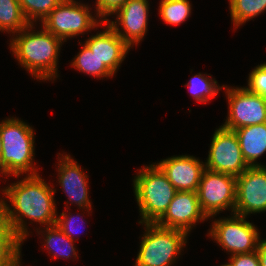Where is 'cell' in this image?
Listing matches in <instances>:
<instances>
[{"label": "cell", "instance_id": "1", "mask_svg": "<svg viewBox=\"0 0 266 266\" xmlns=\"http://www.w3.org/2000/svg\"><path fill=\"white\" fill-rule=\"evenodd\" d=\"M50 186L39 174H36L27 175L2 190L6 200L11 203L7 204L3 198L8 225L22 241L29 236L24 218L46 227L56 224L58 215L54 200L56 189Z\"/></svg>", "mask_w": 266, "mask_h": 266}, {"label": "cell", "instance_id": "2", "mask_svg": "<svg viewBox=\"0 0 266 266\" xmlns=\"http://www.w3.org/2000/svg\"><path fill=\"white\" fill-rule=\"evenodd\" d=\"M33 28L34 24L29 23L11 37L10 50L33 77L44 81L55 80L58 77V56L64 41L43 26L37 32Z\"/></svg>", "mask_w": 266, "mask_h": 266}, {"label": "cell", "instance_id": "3", "mask_svg": "<svg viewBox=\"0 0 266 266\" xmlns=\"http://www.w3.org/2000/svg\"><path fill=\"white\" fill-rule=\"evenodd\" d=\"M2 141L1 163L4 176L39 174L34 168V131L27 122L18 118H6L0 123Z\"/></svg>", "mask_w": 266, "mask_h": 266}, {"label": "cell", "instance_id": "4", "mask_svg": "<svg viewBox=\"0 0 266 266\" xmlns=\"http://www.w3.org/2000/svg\"><path fill=\"white\" fill-rule=\"evenodd\" d=\"M133 189L139 212L140 224L156 223L166 212L177 190L162 170L154 163L143 166L133 179Z\"/></svg>", "mask_w": 266, "mask_h": 266}, {"label": "cell", "instance_id": "5", "mask_svg": "<svg viewBox=\"0 0 266 266\" xmlns=\"http://www.w3.org/2000/svg\"><path fill=\"white\" fill-rule=\"evenodd\" d=\"M140 250L134 266H171L186 244L187 233L165 228L156 223H144Z\"/></svg>", "mask_w": 266, "mask_h": 266}, {"label": "cell", "instance_id": "6", "mask_svg": "<svg viewBox=\"0 0 266 266\" xmlns=\"http://www.w3.org/2000/svg\"><path fill=\"white\" fill-rule=\"evenodd\" d=\"M90 11L88 4L75 0H63L41 24L54 36L66 42L67 38L83 35L103 24V21L96 15L92 16Z\"/></svg>", "mask_w": 266, "mask_h": 266}, {"label": "cell", "instance_id": "7", "mask_svg": "<svg viewBox=\"0 0 266 266\" xmlns=\"http://www.w3.org/2000/svg\"><path fill=\"white\" fill-rule=\"evenodd\" d=\"M232 215L215 219L208 235L231 255L257 251L261 238L258 229L246 217L235 213Z\"/></svg>", "mask_w": 266, "mask_h": 266}, {"label": "cell", "instance_id": "8", "mask_svg": "<svg viewBox=\"0 0 266 266\" xmlns=\"http://www.w3.org/2000/svg\"><path fill=\"white\" fill-rule=\"evenodd\" d=\"M197 194L200 208L208 219L227 209H231L232 215L236 202V177L205 169Z\"/></svg>", "mask_w": 266, "mask_h": 266}, {"label": "cell", "instance_id": "9", "mask_svg": "<svg viewBox=\"0 0 266 266\" xmlns=\"http://www.w3.org/2000/svg\"><path fill=\"white\" fill-rule=\"evenodd\" d=\"M228 99V115L223 128L234 131L249 125L266 123V99L246 87L223 85Z\"/></svg>", "mask_w": 266, "mask_h": 266}, {"label": "cell", "instance_id": "10", "mask_svg": "<svg viewBox=\"0 0 266 266\" xmlns=\"http://www.w3.org/2000/svg\"><path fill=\"white\" fill-rule=\"evenodd\" d=\"M205 168L235 177L249 166L245 162L238 138L234 131L220 126L215 130L208 152Z\"/></svg>", "mask_w": 266, "mask_h": 266}, {"label": "cell", "instance_id": "11", "mask_svg": "<svg viewBox=\"0 0 266 266\" xmlns=\"http://www.w3.org/2000/svg\"><path fill=\"white\" fill-rule=\"evenodd\" d=\"M266 211V165L248 167L236 177L234 213L247 217Z\"/></svg>", "mask_w": 266, "mask_h": 266}, {"label": "cell", "instance_id": "12", "mask_svg": "<svg viewBox=\"0 0 266 266\" xmlns=\"http://www.w3.org/2000/svg\"><path fill=\"white\" fill-rule=\"evenodd\" d=\"M114 14L117 17L116 20L107 19L106 23L130 48L140 43L148 29L149 1L127 0Z\"/></svg>", "mask_w": 266, "mask_h": 266}, {"label": "cell", "instance_id": "13", "mask_svg": "<svg viewBox=\"0 0 266 266\" xmlns=\"http://www.w3.org/2000/svg\"><path fill=\"white\" fill-rule=\"evenodd\" d=\"M208 218L202 212L197 192L177 191L164 215L156 222L158 226L179 229L189 234L192 226Z\"/></svg>", "mask_w": 266, "mask_h": 266}, {"label": "cell", "instance_id": "14", "mask_svg": "<svg viewBox=\"0 0 266 266\" xmlns=\"http://www.w3.org/2000/svg\"><path fill=\"white\" fill-rule=\"evenodd\" d=\"M177 191L197 192L205 164L190 155L173 156L155 163Z\"/></svg>", "mask_w": 266, "mask_h": 266}, {"label": "cell", "instance_id": "15", "mask_svg": "<svg viewBox=\"0 0 266 266\" xmlns=\"http://www.w3.org/2000/svg\"><path fill=\"white\" fill-rule=\"evenodd\" d=\"M59 163L57 166L58 171V183L62 187L61 189L67 194L71 205L74 203L80 209L90 212L92 209L91 202L89 200L88 189V176L83 173L84 171L73 160L69 154H58ZM90 210V211H89Z\"/></svg>", "mask_w": 266, "mask_h": 266}, {"label": "cell", "instance_id": "16", "mask_svg": "<svg viewBox=\"0 0 266 266\" xmlns=\"http://www.w3.org/2000/svg\"><path fill=\"white\" fill-rule=\"evenodd\" d=\"M105 30L91 35L85 44L95 54L114 75L120 64L124 61L125 56L131 49L112 29L110 25L103 22Z\"/></svg>", "mask_w": 266, "mask_h": 266}, {"label": "cell", "instance_id": "17", "mask_svg": "<svg viewBox=\"0 0 266 266\" xmlns=\"http://www.w3.org/2000/svg\"><path fill=\"white\" fill-rule=\"evenodd\" d=\"M243 158L249 167L264 166L256 162L266 152V123L234 130Z\"/></svg>", "mask_w": 266, "mask_h": 266}, {"label": "cell", "instance_id": "18", "mask_svg": "<svg viewBox=\"0 0 266 266\" xmlns=\"http://www.w3.org/2000/svg\"><path fill=\"white\" fill-rule=\"evenodd\" d=\"M45 231L39 229L37 230V233L40 235L42 233V236L44 232H46L44 235V248H48L49 254L53 255V258H57L58 256L61 258L69 259L72 256L74 259L77 257V252L74 247V242L71 240L60 228H58L56 225L47 226L44 228Z\"/></svg>", "mask_w": 266, "mask_h": 266}, {"label": "cell", "instance_id": "19", "mask_svg": "<svg viewBox=\"0 0 266 266\" xmlns=\"http://www.w3.org/2000/svg\"><path fill=\"white\" fill-rule=\"evenodd\" d=\"M29 22L23 15L18 0H0V31L19 33ZM12 32V33H11Z\"/></svg>", "mask_w": 266, "mask_h": 266}, {"label": "cell", "instance_id": "20", "mask_svg": "<svg viewBox=\"0 0 266 266\" xmlns=\"http://www.w3.org/2000/svg\"><path fill=\"white\" fill-rule=\"evenodd\" d=\"M71 66L75 67L76 70L81 71L85 74L91 75L96 78L112 77L114 74L98 59V57L92 53L88 46L84 43L81 51L78 52L77 56Z\"/></svg>", "mask_w": 266, "mask_h": 266}, {"label": "cell", "instance_id": "21", "mask_svg": "<svg viewBox=\"0 0 266 266\" xmlns=\"http://www.w3.org/2000/svg\"><path fill=\"white\" fill-rule=\"evenodd\" d=\"M231 20L237 29L266 10V0H229Z\"/></svg>", "mask_w": 266, "mask_h": 266}, {"label": "cell", "instance_id": "22", "mask_svg": "<svg viewBox=\"0 0 266 266\" xmlns=\"http://www.w3.org/2000/svg\"><path fill=\"white\" fill-rule=\"evenodd\" d=\"M192 97L200 102L205 103L210 101L212 97H215L221 88L223 89V85L219 86L217 84V80L207 77V74L203 75L202 73H198L194 75L187 84Z\"/></svg>", "mask_w": 266, "mask_h": 266}, {"label": "cell", "instance_id": "23", "mask_svg": "<svg viewBox=\"0 0 266 266\" xmlns=\"http://www.w3.org/2000/svg\"><path fill=\"white\" fill-rule=\"evenodd\" d=\"M159 3V14L166 24L179 25L191 14L189 0H161Z\"/></svg>", "mask_w": 266, "mask_h": 266}, {"label": "cell", "instance_id": "24", "mask_svg": "<svg viewBox=\"0 0 266 266\" xmlns=\"http://www.w3.org/2000/svg\"><path fill=\"white\" fill-rule=\"evenodd\" d=\"M24 17L29 23L41 22L63 1V0H18ZM37 20V21H36Z\"/></svg>", "mask_w": 266, "mask_h": 266}, {"label": "cell", "instance_id": "25", "mask_svg": "<svg viewBox=\"0 0 266 266\" xmlns=\"http://www.w3.org/2000/svg\"><path fill=\"white\" fill-rule=\"evenodd\" d=\"M20 238H0V266H14L21 260Z\"/></svg>", "mask_w": 266, "mask_h": 266}, {"label": "cell", "instance_id": "26", "mask_svg": "<svg viewBox=\"0 0 266 266\" xmlns=\"http://www.w3.org/2000/svg\"><path fill=\"white\" fill-rule=\"evenodd\" d=\"M247 89L266 99V63L256 66L248 77Z\"/></svg>", "mask_w": 266, "mask_h": 266}, {"label": "cell", "instance_id": "27", "mask_svg": "<svg viewBox=\"0 0 266 266\" xmlns=\"http://www.w3.org/2000/svg\"><path fill=\"white\" fill-rule=\"evenodd\" d=\"M96 16L103 22L107 21V16L114 15L127 0H96Z\"/></svg>", "mask_w": 266, "mask_h": 266}, {"label": "cell", "instance_id": "28", "mask_svg": "<svg viewBox=\"0 0 266 266\" xmlns=\"http://www.w3.org/2000/svg\"><path fill=\"white\" fill-rule=\"evenodd\" d=\"M70 214L71 213H69V215H68L67 212H62L59 216L57 215L55 225L58 228H60L71 240L75 241L74 239L76 237H73L72 235L74 234V236H75L76 233L78 234V230L76 229L77 227L75 226V224H77L76 219L81 218V217H79L80 216L79 214H78V216H75V217L73 215H70ZM80 221H82V223H84L83 218Z\"/></svg>", "mask_w": 266, "mask_h": 266}, {"label": "cell", "instance_id": "29", "mask_svg": "<svg viewBox=\"0 0 266 266\" xmlns=\"http://www.w3.org/2000/svg\"><path fill=\"white\" fill-rule=\"evenodd\" d=\"M229 261L232 266H260L257 251L231 255Z\"/></svg>", "mask_w": 266, "mask_h": 266}, {"label": "cell", "instance_id": "30", "mask_svg": "<svg viewBox=\"0 0 266 266\" xmlns=\"http://www.w3.org/2000/svg\"><path fill=\"white\" fill-rule=\"evenodd\" d=\"M0 238H19L8 225L3 201L0 203Z\"/></svg>", "mask_w": 266, "mask_h": 266}, {"label": "cell", "instance_id": "31", "mask_svg": "<svg viewBox=\"0 0 266 266\" xmlns=\"http://www.w3.org/2000/svg\"><path fill=\"white\" fill-rule=\"evenodd\" d=\"M257 253L259 256L260 266H266V239L259 240Z\"/></svg>", "mask_w": 266, "mask_h": 266}, {"label": "cell", "instance_id": "32", "mask_svg": "<svg viewBox=\"0 0 266 266\" xmlns=\"http://www.w3.org/2000/svg\"><path fill=\"white\" fill-rule=\"evenodd\" d=\"M2 141H1V136H0V174L4 175V168L2 167V163H1V151H2Z\"/></svg>", "mask_w": 266, "mask_h": 266}, {"label": "cell", "instance_id": "33", "mask_svg": "<svg viewBox=\"0 0 266 266\" xmlns=\"http://www.w3.org/2000/svg\"><path fill=\"white\" fill-rule=\"evenodd\" d=\"M220 266H232L231 264H230V262L229 263H225V264H222V265H220Z\"/></svg>", "mask_w": 266, "mask_h": 266}, {"label": "cell", "instance_id": "34", "mask_svg": "<svg viewBox=\"0 0 266 266\" xmlns=\"http://www.w3.org/2000/svg\"><path fill=\"white\" fill-rule=\"evenodd\" d=\"M20 260L14 265V266H21L22 264H20Z\"/></svg>", "mask_w": 266, "mask_h": 266}]
</instances>
